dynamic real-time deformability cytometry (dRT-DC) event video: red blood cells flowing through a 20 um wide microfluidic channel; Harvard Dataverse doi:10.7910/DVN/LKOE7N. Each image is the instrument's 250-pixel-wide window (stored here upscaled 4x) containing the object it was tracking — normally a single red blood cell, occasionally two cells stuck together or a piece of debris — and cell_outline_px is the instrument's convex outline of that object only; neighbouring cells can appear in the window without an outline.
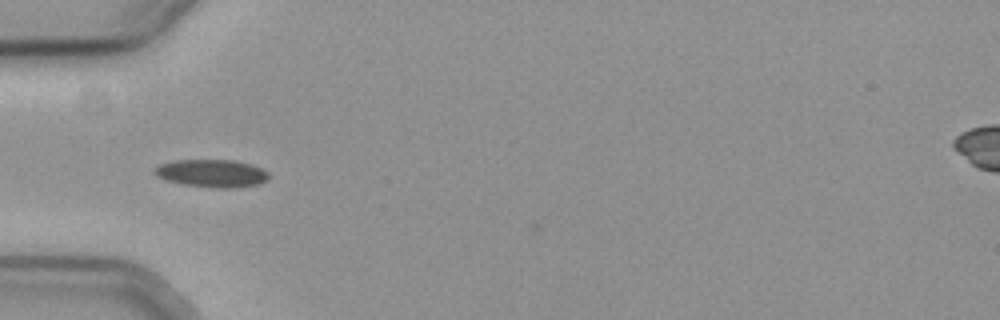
{"species": "common noctule bat (a hibernating species)", "species_latin": "Nyctalus noctula", "temperature_condition": "cold", "stored_images_in_passage": 2, "camera_frame_rate_fps": 3000, "um_per_image_px": 0.085, "animal": {"sex": "female", "body_mass_g": 19.3, "forearm_length_mm": 54.1}, "frame": {"image": 1, "passage_image": 1, "time_ms": 0.0, "image_size_px": [1000, 320], "cell_outline_px": [[268, 180], [260, 184], [232, 188], [216, 188], [184, 184], [164, 180], [156, 176], [152, 172], [152, 168], [160, 164], [176, 160], [236, 160], [252, 164], [268, 172]], "centroid_in_image_um": [17.98, 14.73], "position_along_channel_um": 67.0, "area_um2": 18.67}}